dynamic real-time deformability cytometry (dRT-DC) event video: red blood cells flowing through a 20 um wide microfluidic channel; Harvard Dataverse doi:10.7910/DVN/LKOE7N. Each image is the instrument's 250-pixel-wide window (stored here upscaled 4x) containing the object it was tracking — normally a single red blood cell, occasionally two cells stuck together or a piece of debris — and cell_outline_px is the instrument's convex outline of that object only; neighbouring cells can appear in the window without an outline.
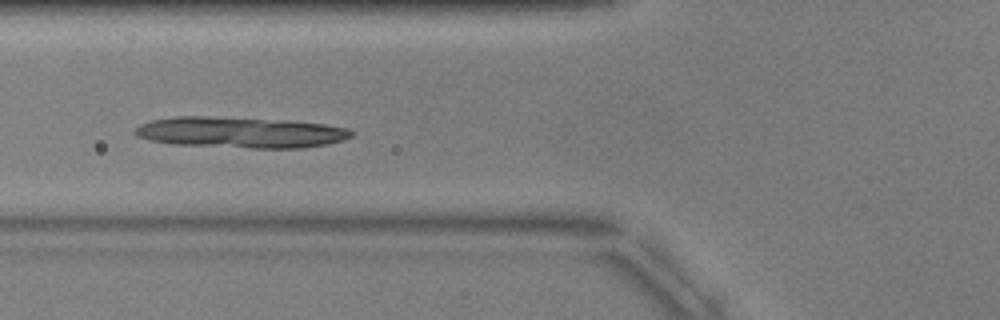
{"species": "common noctule bat (a hibernating species)", "species_latin": "Nyctalus noctula", "temperature_condition": "warm", "stored_images_in_passage": 8, "camera_frame_rate_fps": 3000, "um_per_image_px": 0.085, "animal": {"sex": "male", "body_mass_g": 17.9, "forearm_length_mm": 54.2}, "frame": {"image": 1, "passage_image": 6, "time_ms": 6.0, "image_size_px": [1000, 320], "cell_outline_px": [[352, 136], [344, 140], [328, 144], [300, 148], [252, 148], [176, 144], [152, 140], [136, 136], [132, 132], [140, 124], [152, 120], [176, 116], [204, 116], [292, 120], [324, 124], [348, 128], [352, 132]], "centroid_in_image_um": [20.46, 11.24], "position_along_channel_um": 105.3, "area_um2": 39.13}}